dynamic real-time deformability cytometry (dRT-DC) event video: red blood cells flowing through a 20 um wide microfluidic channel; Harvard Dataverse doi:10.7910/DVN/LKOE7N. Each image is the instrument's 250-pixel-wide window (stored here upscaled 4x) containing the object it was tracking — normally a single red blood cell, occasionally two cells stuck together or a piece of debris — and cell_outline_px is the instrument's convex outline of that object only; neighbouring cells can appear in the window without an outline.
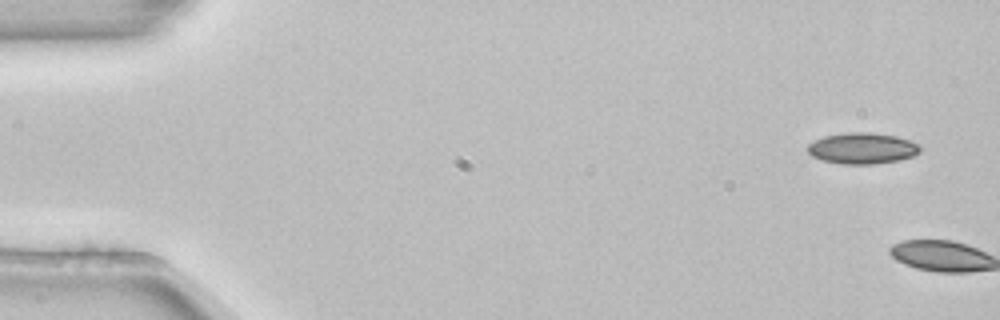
{"species": "common noctule bat (a hibernating species)", "species_latin": "Nyctalus noctula", "temperature_condition": "room temperature", "stored_images_in_passage": 2, "camera_frame_rate_fps": 3000, "um_per_image_px": 0.085, "animal": {"sex": "female", "body_mass_g": 22.7, "forearm_length_mm": 54.2}, "frame": {"image": 1, "passage_image": 1, "time_ms": 0.0, "image_size_px": [1000, 320], "cell_outline_px": [[920, 152], [912, 156], [896, 160], [876, 164], [844, 164], [824, 160], [812, 156], [808, 152], [808, 144], [824, 136], [848, 132], [872, 132], [896, 136], [920, 144]], "centroid_in_image_um": [73.31, 12.59], "position_along_channel_um": 11.7, "area_um2": 20.23}}